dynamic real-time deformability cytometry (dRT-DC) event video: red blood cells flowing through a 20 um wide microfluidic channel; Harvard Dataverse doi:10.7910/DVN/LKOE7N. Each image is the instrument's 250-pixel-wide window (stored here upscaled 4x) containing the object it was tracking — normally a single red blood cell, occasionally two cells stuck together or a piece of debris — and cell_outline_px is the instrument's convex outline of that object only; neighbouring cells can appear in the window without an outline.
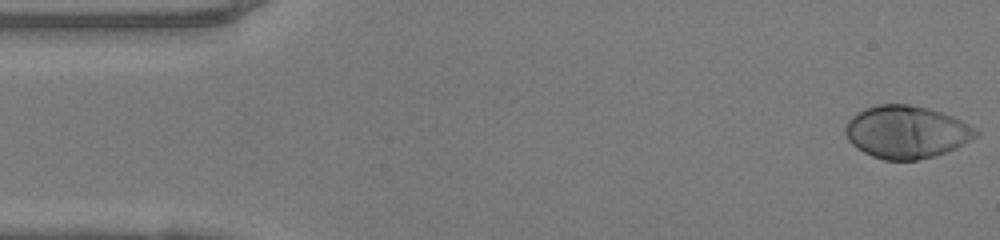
{"species": "human", "species_latin": "Homo sapiens", "temperature_condition": "warm", "stored_images_in_passage": 48, "camera_frame_rate_fps": 3000, "um_per_image_px": 0.085, "donor": {"sex": "female"}, "frame": {"image": 1, "passage_image": 1, "time_ms": 0.0, "image_size_px": [1000, 240], "cell_outline_px": [[980, 132], [976, 136], [956, 148], [920, 160], [884, 160], [872, 156], [856, 148], [848, 140], [844, 132], [844, 124], [856, 112], [864, 108], [876, 104], [908, 104], [928, 108], [952, 116], [976, 128]], "centroid_in_image_um": [77.0, 11.21], "position_along_channel_um": 8.0, "area_um2": 40.11}}
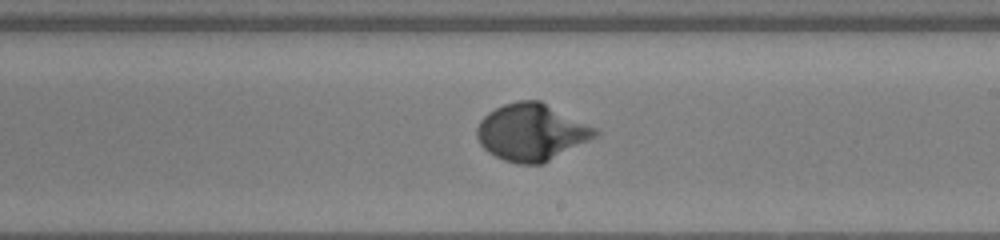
{"frame": {"image": 2, "passage_image": 27, "time_ms": 8.667, "image_size_px": [1000, 240], "cell_outline_px": [[600, 132], [596, 136], [544, 164], [520, 164], [504, 160], [488, 152], [480, 144], [476, 136], [476, 128], [480, 120], [488, 112], [504, 104], [516, 100], [540, 100], [596, 128]], "centroid_in_image_um": [45.16, 11.24], "position_along_channel_um": 243.8, "area_um2": 39.19}}
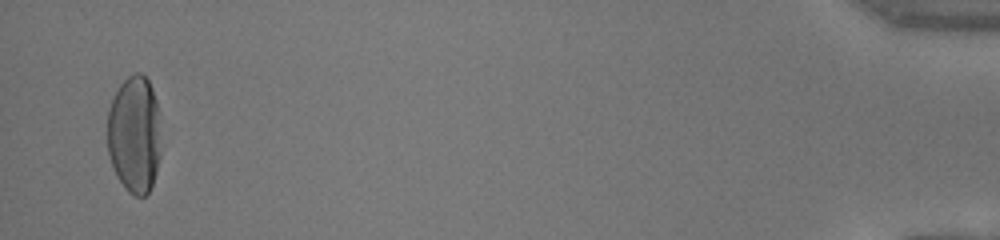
{"frame": {"image": 3, "passage_image": 47, "time_ms": 15.333, "image_size_px": [1000, 240], "cell_outline_px": [[160, 156], [156, 172], [152, 184], [148, 192], [144, 196], [136, 196], [128, 192], [124, 188], [116, 176], [108, 152], [108, 108], [120, 84], [128, 76], [136, 72], [140, 72], [148, 80], [152, 88], [156, 100], [160, 152]], "centroid_in_image_um": [11.41, 11.44], "position_along_channel_um": 423.8, "area_um2": 36.47}, "authors_computed_cell_mechanics": {"area_um2": 37.9168, "velocity_mm_per_s": 4.1314, "shape_relaxation_time_tau1_ms": 2.8722, "shape_relaxation_time_tau2_ms": null, "deformation_change_tau1": 0.2171, "deformation_change_tau2": null}}